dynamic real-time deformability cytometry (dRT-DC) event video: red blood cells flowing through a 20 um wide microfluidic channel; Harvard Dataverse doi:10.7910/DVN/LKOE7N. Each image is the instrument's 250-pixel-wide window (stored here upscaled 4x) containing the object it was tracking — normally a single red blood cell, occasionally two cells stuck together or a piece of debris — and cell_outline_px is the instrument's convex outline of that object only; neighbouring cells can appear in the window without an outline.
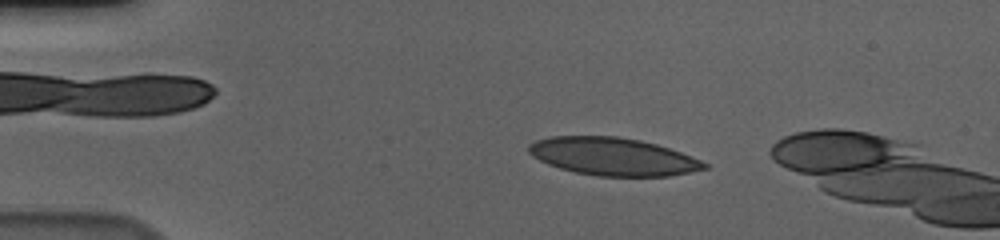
{"species": "human", "species_latin": "Homo sapiens", "temperature_condition": "cold", "stored_images_in_passage": 52, "camera_frame_rate_fps": 3000, "um_per_image_px": 0.085, "donor": {"sex": "male"}, "frame": {"image": 1, "passage_image": 11, "time_ms": 3.333, "image_size_px": [1000, 240], "cell_outline_px": [[708, 168], [668, 176], [600, 176], [576, 172], [560, 168], [548, 164], [532, 156], [528, 152], [528, 144], [536, 140], [548, 136], [616, 136], [640, 140], [656, 144], [680, 152], [700, 160], [708, 164]], "centroid_in_image_um": [52.06, 13.3], "position_along_channel_um": 32.9, "area_um2": 38.44}}
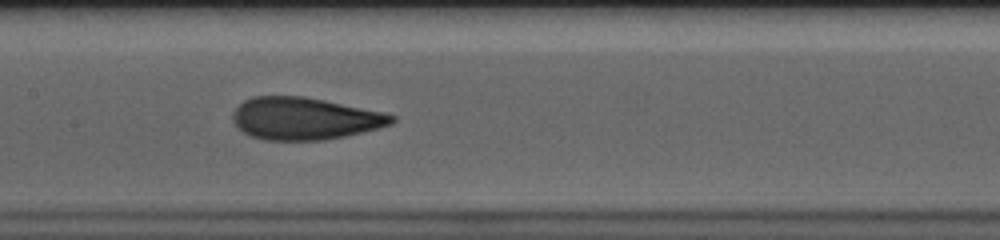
{"frame": {"image": 2, "passage_image": 28, "time_ms": 9.0, "image_size_px": [1000, 240], "cell_outline_px": [[396, 120], [392, 124], [344, 136], [324, 140], [268, 140], [248, 136], [232, 120], [232, 112], [244, 100], [252, 96], [304, 96], [324, 100], [380, 112], [396, 116]], "centroid_in_image_um": [25.84, 10.07], "position_along_channel_um": 181.6, "area_um2": 38.78}}
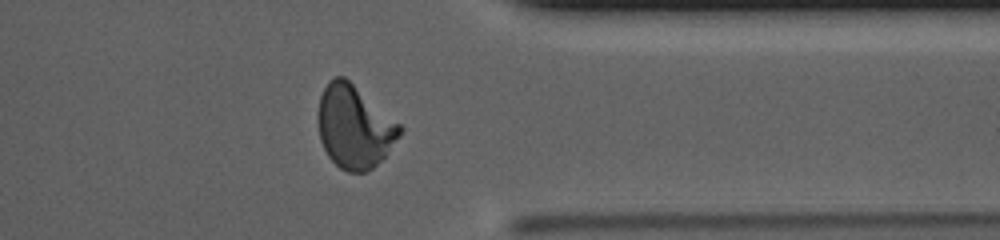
{"frame": {"image": 3, "passage_image": 45, "time_ms": 14.667, "image_size_px": [1000, 240], "cell_outline_px": [[404, 128], [400, 136], [384, 156], [368, 172], [348, 172], [340, 168], [328, 156], [320, 140], [316, 116], [316, 112], [320, 96], [328, 80], [336, 76], [344, 76], [400, 124]], "centroid_in_image_um": [30.08, 10.77], "position_along_channel_um": 381.3, "area_um2": 39.54}, "authors_computed_cell_mechanics": {"area_um2": 39.2173, "velocity_mm_per_s": 3.6345, "shape_relaxation_time_tau1_ms": 6.4424, "shape_relaxation_time_tau2_ms": 0.9296, "deformation_change_tau1": 0.1968, "deformation_change_tau2": 0.0687}}